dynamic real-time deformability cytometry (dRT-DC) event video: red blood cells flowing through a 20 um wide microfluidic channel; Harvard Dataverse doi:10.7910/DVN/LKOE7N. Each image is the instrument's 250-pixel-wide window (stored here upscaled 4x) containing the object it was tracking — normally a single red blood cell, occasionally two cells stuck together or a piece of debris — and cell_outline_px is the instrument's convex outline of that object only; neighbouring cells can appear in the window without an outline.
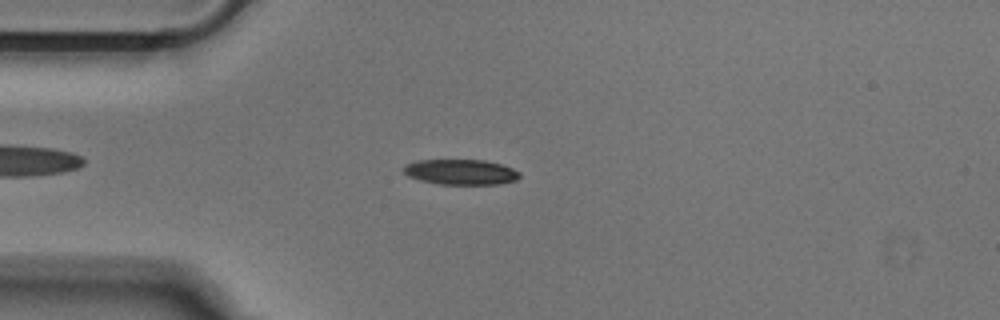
{"species": "Egyptian fruit bat (a non-hibernating species)", "species_latin": "Rousettus aegyptiacus", "temperature_condition": "cold", "stored_images_in_passage": 48, "camera_frame_rate_fps": 3000, "um_per_image_px": 0.085, "animal": {"sex": "male"}, "frame": {"image": 1, "passage_image": 9, "time_ms": 2.667, "image_size_px": [1000, 320], "cell_outline_px": [[520, 176], [516, 180], [500, 184], [440, 184], [420, 180], [408, 176], [404, 172], [404, 164], [416, 160], [484, 160], [500, 164], [512, 168], [520, 172]], "centroid_in_image_um": [39.16, 14.62], "position_along_channel_um": 45.8, "area_um2": 17.11}}
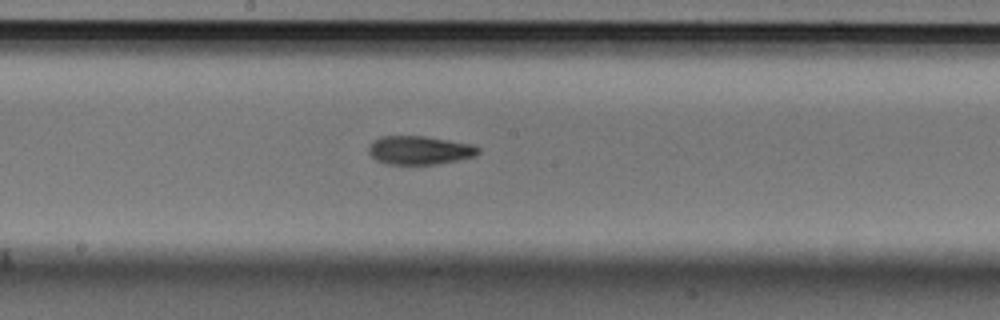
{"frame": {"image": 2, "passage_image": 23, "time_ms": 7.333, "image_size_px": [1000, 320], "cell_outline_px": [[480, 152], [476, 156], [436, 164], [388, 164], [376, 160], [368, 152], [368, 144], [372, 140], [380, 136], [424, 136], [472, 144], [480, 148]], "centroid_in_image_um": [35.63, 12.76], "position_along_channel_um": 212.6, "area_um2": 18.32}}
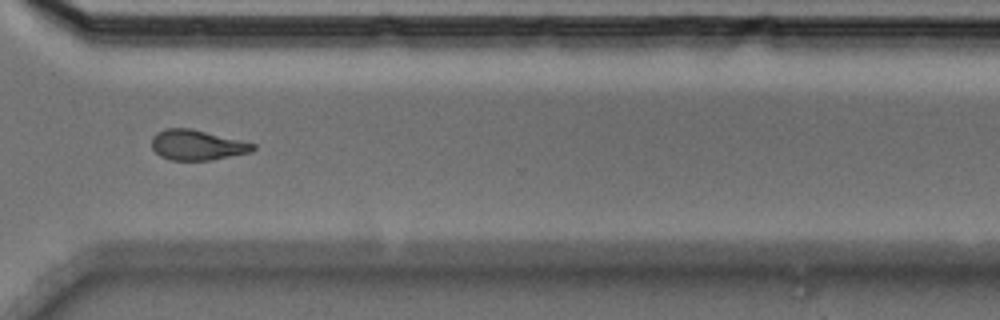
{"frame": {"image": 3, "passage_image": 34, "time_ms": 11.0, "image_size_px": [1000, 320], "cell_outline_px": [[256, 148], [252, 152], [212, 160], [172, 160], [160, 156], [152, 148], [152, 136], [156, 132], [164, 128], [192, 128], [256, 144]], "centroid_in_image_um": [16.75, 12.32], "position_along_channel_um": 353.8, "area_um2": 17.98}}